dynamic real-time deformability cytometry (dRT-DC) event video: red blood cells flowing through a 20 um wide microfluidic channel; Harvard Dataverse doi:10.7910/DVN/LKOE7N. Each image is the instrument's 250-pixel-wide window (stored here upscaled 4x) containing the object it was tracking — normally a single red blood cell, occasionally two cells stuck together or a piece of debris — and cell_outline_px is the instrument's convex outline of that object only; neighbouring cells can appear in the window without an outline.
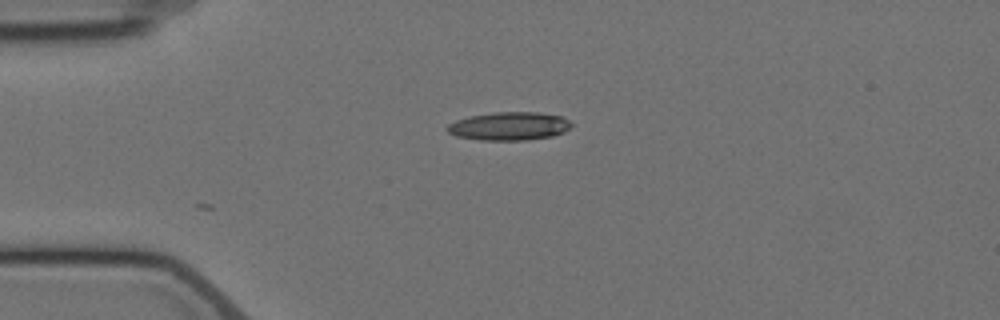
{"species": "Egyptian fruit bat (a non-hibernating species)", "species_latin": "Rousettus aegyptiacus", "temperature_condition": "cold", "stored_images_in_passage": 6, "camera_frame_rate_fps": 3000, "um_per_image_px": 0.085, "animal": {"sex": "female"}, "frame": {"image": 1, "passage_image": 6, "time_ms": 5.667, "image_size_px": [1000, 320], "cell_outline_px": [[572, 124], [564, 132], [552, 136], [528, 140], [480, 140], [456, 136], [448, 132], [444, 128], [448, 124], [456, 120], [468, 116], [496, 112], [536, 112], [560, 116], [568, 120]], "centroid_in_image_um": [43.24, 10.72], "position_along_channel_um": 41.8, "area_um2": 20.46}}